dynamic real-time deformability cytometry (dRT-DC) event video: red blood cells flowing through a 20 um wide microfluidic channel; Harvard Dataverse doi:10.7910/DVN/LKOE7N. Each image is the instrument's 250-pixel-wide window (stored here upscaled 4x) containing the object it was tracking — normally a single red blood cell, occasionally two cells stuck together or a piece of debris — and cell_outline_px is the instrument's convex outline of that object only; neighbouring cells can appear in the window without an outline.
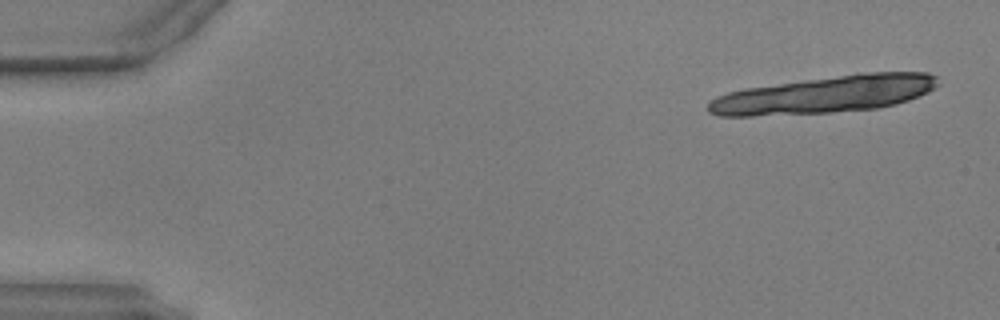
{"species": "common noctule bat (a hibernating species)", "species_latin": "Nyctalus noctula", "temperature_condition": "warm", "stored_images_in_passage": 2, "camera_frame_rate_fps": 3000, "um_per_image_px": 0.085, "animal": {"sex": "male", "body_mass_g": 17.9, "forearm_length_mm": 54.2}, "frame": {"image": 1, "passage_image": 2, "time_ms": 0.333, "image_size_px": [1000, 320], "cell_outline_px": [[928, 88], [912, 96], [900, 100], [884, 104], [840, 108], [760, 112], [736, 112], [740, 92], [852, 76], [928, 76]], "centroid_in_image_um": [70.77, 7.97], "position_along_channel_um": 14.2, "area_um2": 34.97}}